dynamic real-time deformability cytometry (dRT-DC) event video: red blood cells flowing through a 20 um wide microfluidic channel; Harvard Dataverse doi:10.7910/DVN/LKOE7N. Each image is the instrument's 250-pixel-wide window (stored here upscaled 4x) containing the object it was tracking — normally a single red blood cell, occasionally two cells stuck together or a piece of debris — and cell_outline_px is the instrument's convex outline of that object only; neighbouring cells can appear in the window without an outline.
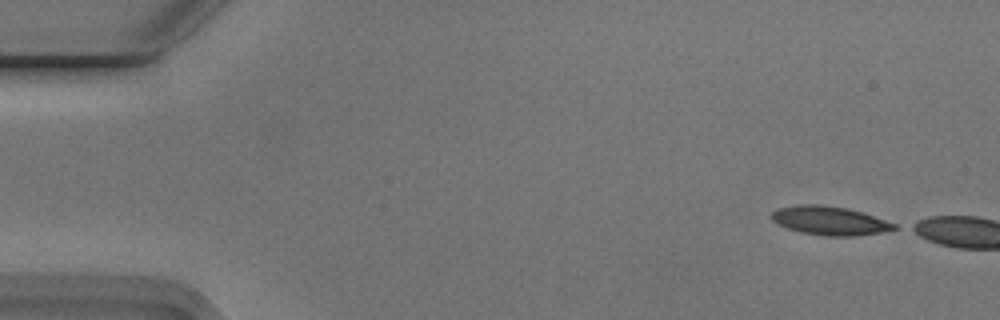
{"species": "Egyptian fruit bat (a non-hibernating species)", "species_latin": "Rousettus aegyptiacus", "temperature_condition": "cold", "stored_images_in_passage": 4, "camera_frame_rate_fps": 3000, "um_per_image_px": 0.085, "animal": {"sex": "male"}, "frame": {"image": 1, "passage_image": 1, "time_ms": 0.0, "image_size_px": [1000, 320], "cell_outline_px": [[900, 228], [880, 232], [856, 236], [824, 236], [800, 232], [788, 228], [772, 220], [768, 216], [776, 208], [800, 204], [820, 204], [848, 208], [896, 224]], "centroid_in_image_um": [70.48, 18.75], "position_along_channel_um": 14.5, "area_um2": 20.52}}